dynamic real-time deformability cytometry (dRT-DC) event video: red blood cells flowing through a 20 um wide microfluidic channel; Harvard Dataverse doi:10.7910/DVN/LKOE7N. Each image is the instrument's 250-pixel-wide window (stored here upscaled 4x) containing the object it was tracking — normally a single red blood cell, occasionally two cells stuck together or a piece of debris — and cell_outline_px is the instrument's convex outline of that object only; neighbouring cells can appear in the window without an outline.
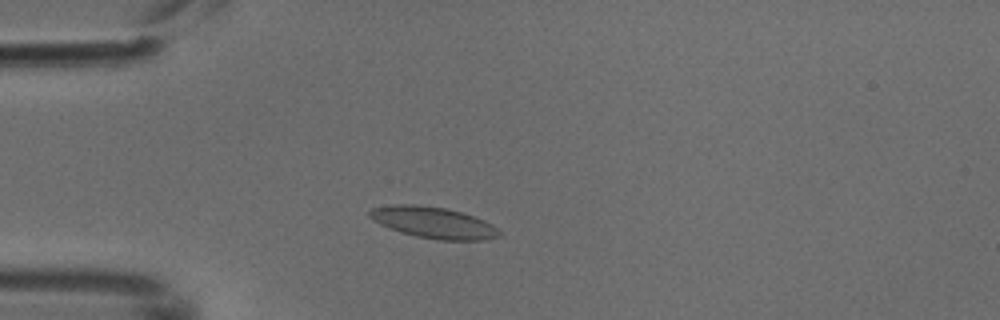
{"species": "common noctule bat (a hibernating species)", "species_latin": "Nyctalus noctula", "temperature_condition": "cold", "stored_images_in_passage": 5, "camera_frame_rate_fps": 3000, "um_per_image_px": 0.085, "animal": {"sex": "male", "body_mass_g": 18.8}, "frame": {"image": 1, "passage_image": 3, "time_ms": 0.667, "image_size_px": [1000, 320], "cell_outline_px": [[500, 236], [488, 240], [436, 240], [416, 236], [400, 232], [380, 224], [372, 220], [368, 216], [368, 212], [372, 208], [392, 204], [416, 204], [444, 208], [460, 212], [484, 220], [492, 224], [500, 232]], "centroid_in_image_um": [36.82, 18.92], "position_along_channel_um": 48.2, "area_um2": 23.7}}
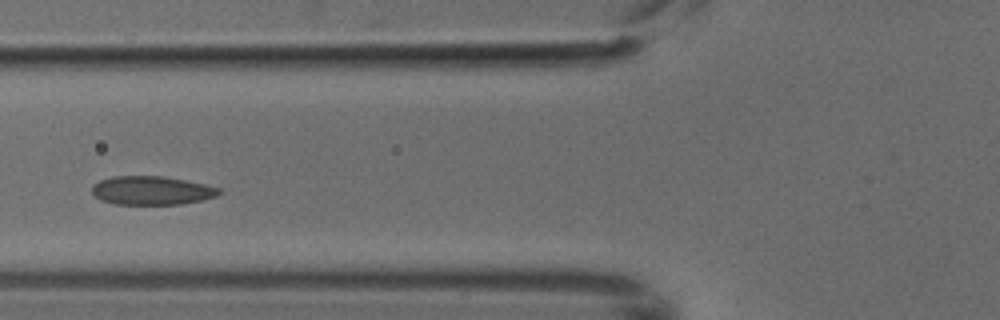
{"frame": {"image": 2, "passage_image": 5, "time_ms": 1.333, "image_size_px": [1000, 320], "cell_outline_px": [[220, 192], [216, 196], [200, 200], [180, 204], [112, 204], [100, 200], [92, 192], [92, 188], [100, 180], [112, 176], [164, 176], [204, 184], [220, 188]], "centroid_in_image_um": [12.87, 16.19], "position_along_channel_um": 112.9, "area_um2": 21.04}}